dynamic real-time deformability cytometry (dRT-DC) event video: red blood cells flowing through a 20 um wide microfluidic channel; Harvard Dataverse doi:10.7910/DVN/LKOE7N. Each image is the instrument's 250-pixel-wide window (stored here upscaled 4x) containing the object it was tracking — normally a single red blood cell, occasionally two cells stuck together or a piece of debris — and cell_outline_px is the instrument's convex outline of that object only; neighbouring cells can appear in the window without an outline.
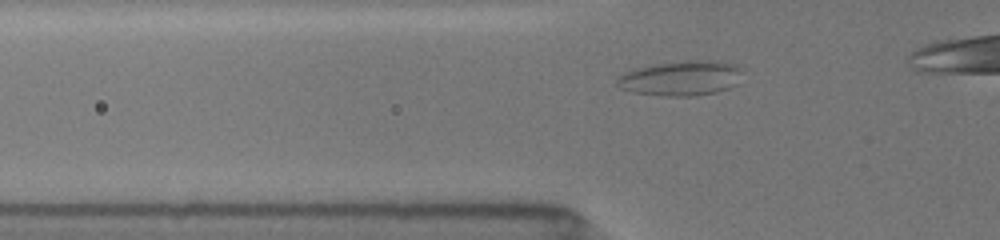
{"species": "common noctule bat (a hibernating species)", "species_latin": "Nyctalus noctula", "temperature_condition": "room temperature", "stored_images_in_passage": 88, "camera_frame_rate_fps": 3000, "um_per_image_px": 0.085, "animal": {"sex": "female", "body_mass_g": 19.5, "forearm_length_mm": 54.1}, "frame": {"image": 1, "passage_image": 18, "time_ms": 2.333, "image_size_px": [1000, 240], "cell_outline_px": [[740, 68], [736, 84], [728, 88], [716, 92], [692, 96], [660, 96], [632, 92], [620, 88], [616, 84], [616, 80], [624, 72], [632, 68], [648, 64], [684, 60], [716, 60], [732, 64]], "centroid_in_image_um": [57.79, 6.63], "position_along_channel_um": 68.0, "area_um2": 25.72}}
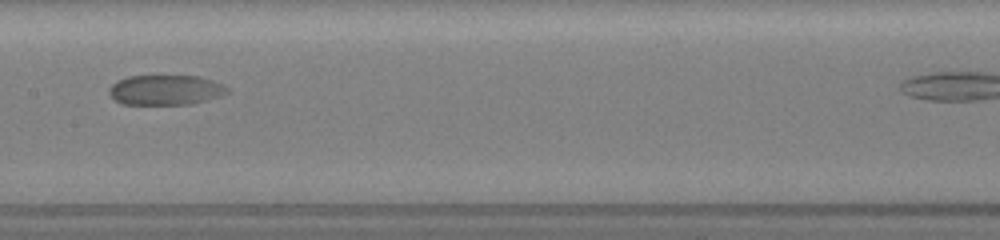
{"frame": {"image": 2, "passage_image": 42, "time_ms": 5.667, "image_size_px": [1000, 240], "cell_outline_px": [[228, 92], [220, 96], [208, 100], [192, 104], [120, 104], [108, 92], [108, 88], [116, 80], [128, 76], [200, 76], [224, 84], [228, 88]], "centroid_in_image_um": [14.07, 7.64], "position_along_channel_um": 193.3, "area_um2": 20.81}}
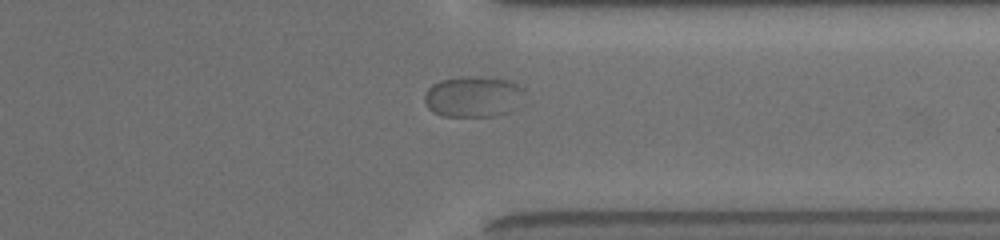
{"frame": {"image": 3, "passage_image": 77, "time_ms": 10.333, "image_size_px": [1000, 240], "cell_outline_px": [[524, 92], [520, 108], [508, 112], [492, 116], [440, 116], [432, 112], [428, 108], [424, 100], [424, 96], [428, 88], [432, 84], [440, 80], [460, 76], [468, 76], [508, 80], [524, 88]], "centroid_in_image_um": [40.23, 8.22], "position_along_channel_um": 371.2, "area_um2": 24.16}}